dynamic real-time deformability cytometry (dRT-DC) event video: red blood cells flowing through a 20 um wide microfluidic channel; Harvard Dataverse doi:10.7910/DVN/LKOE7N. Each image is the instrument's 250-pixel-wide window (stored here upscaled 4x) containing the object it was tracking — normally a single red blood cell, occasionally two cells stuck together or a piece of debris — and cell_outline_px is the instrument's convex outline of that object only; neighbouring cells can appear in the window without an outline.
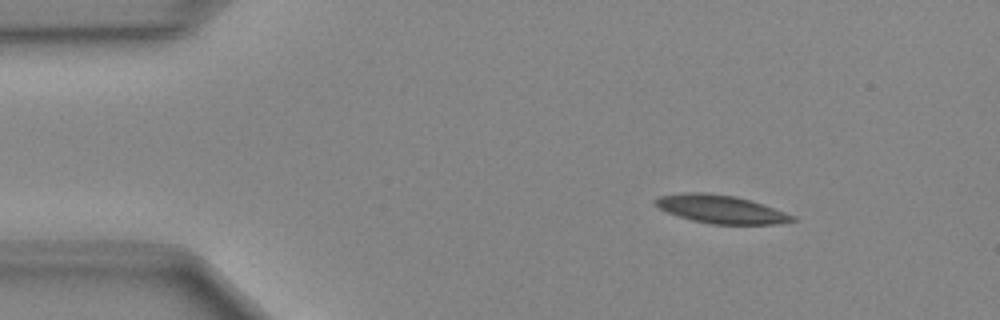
{"species": "Egyptian fruit bat (a non-hibernating species)", "species_latin": "Rousettus aegyptiacus", "temperature_condition": "cold", "stored_images_in_passage": 6, "camera_frame_rate_fps": 3000, "um_per_image_px": 0.085, "animal": {"sex": "female"}, "frame": {"image": 1, "passage_image": 2, "time_ms": 0.333, "image_size_px": [1000, 320], "cell_outline_px": [[796, 220], [780, 224], [712, 224], [692, 220], [668, 212], [652, 204], [652, 200], [660, 196], [688, 192], [704, 192], [736, 196], [796, 216]], "centroid_in_image_um": [61.24, 17.78], "position_along_channel_um": 23.8, "area_um2": 22.25}}